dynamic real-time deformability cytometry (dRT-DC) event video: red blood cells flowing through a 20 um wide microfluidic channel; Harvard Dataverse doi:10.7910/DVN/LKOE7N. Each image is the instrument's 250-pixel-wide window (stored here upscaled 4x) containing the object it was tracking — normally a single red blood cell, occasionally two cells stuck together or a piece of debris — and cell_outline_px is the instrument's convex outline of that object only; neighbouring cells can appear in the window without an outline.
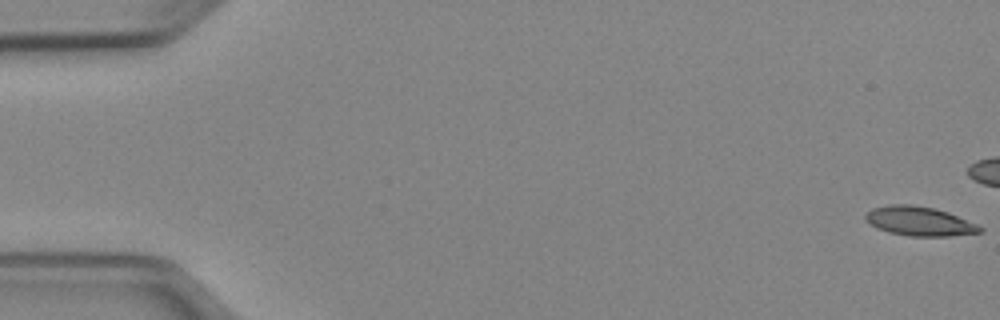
{"species": "Egyptian fruit bat (a non-hibernating species)", "species_latin": "Rousettus aegyptiacus", "temperature_condition": "cold", "stored_images_in_passage": 42, "camera_frame_rate_fps": 3000, "um_per_image_px": 0.085, "animal": {"sex": "female"}, "frame": {"image": 1, "passage_image": 1, "time_ms": 0.0, "image_size_px": [1000, 320], "cell_outline_px": [[984, 232], [948, 236], [908, 236], [888, 232], [876, 228], [864, 216], [872, 208], [892, 204], [912, 204], [932, 208], [948, 212], [976, 224], [984, 228]], "centroid_in_image_um": [78.17, 18.81], "position_along_channel_um": 6.8, "area_um2": 19.36}}